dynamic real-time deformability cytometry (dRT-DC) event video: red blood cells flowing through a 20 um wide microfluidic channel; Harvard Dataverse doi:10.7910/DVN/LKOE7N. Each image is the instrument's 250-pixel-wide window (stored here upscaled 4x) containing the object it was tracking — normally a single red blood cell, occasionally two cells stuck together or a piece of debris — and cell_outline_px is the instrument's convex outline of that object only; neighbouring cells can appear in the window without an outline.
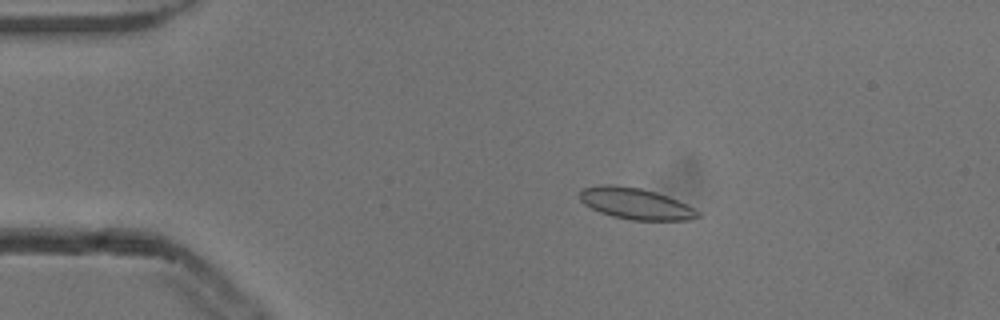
{"species": "common noctule bat (a hibernating species)", "species_latin": "Nyctalus noctula", "temperature_condition": "cold", "stored_images_in_passage": 39, "camera_frame_rate_fps": 3000, "um_per_image_px": 0.085, "animal": {"sex": "male", "body_mass_g": 13.3}, "frame": {"image": 1, "passage_image": 11, "time_ms": 3.333, "image_size_px": [1000, 320], "cell_outline_px": [[700, 216], [688, 220], [632, 220], [612, 216], [600, 212], [584, 204], [580, 200], [580, 192], [584, 188], [604, 184], [612, 184], [640, 188], [656, 192], [668, 196], [700, 212]], "centroid_in_image_um": [54.01, 17.3], "position_along_channel_um": 31.0, "area_um2": 21.27}}
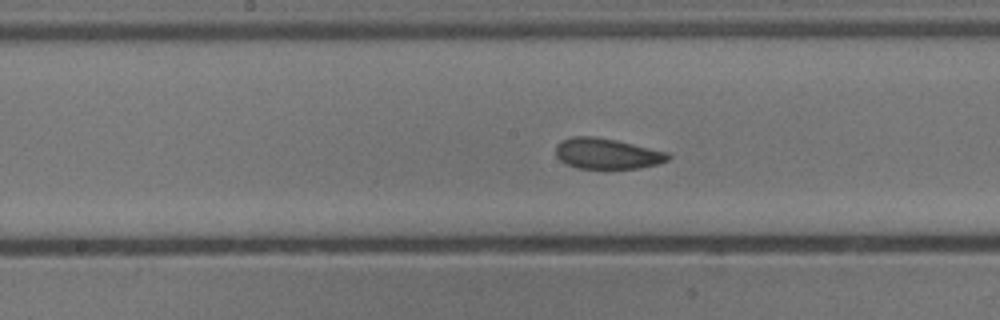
{"frame": {"image": 2, "passage_image": 28, "time_ms": 9.0, "image_size_px": [1000, 320], "cell_outline_px": [[672, 156], [668, 160], [656, 164], [640, 168], [576, 168], [560, 160], [556, 156], [556, 144], [572, 136], [592, 136], [616, 140], [668, 152]], "centroid_in_image_um": [51.6, 13.05], "position_along_channel_um": 196.6, "area_um2": 19.94}}
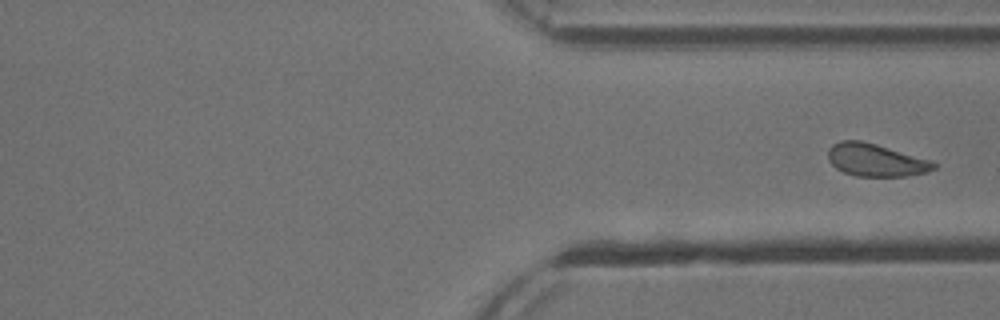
{"frame": {"image": 3, "passage_image": 39, "time_ms": 12.667, "image_size_px": [1000, 320], "cell_outline_px": [[936, 168], [928, 172], [908, 176], [856, 176], [844, 172], [836, 168], [828, 160], [828, 148], [832, 144], [840, 140], [860, 140], [876, 144], [928, 160], [936, 164]], "centroid_in_image_um": [74.39, 13.61], "position_along_channel_um": 337.0, "area_um2": 19.94}}